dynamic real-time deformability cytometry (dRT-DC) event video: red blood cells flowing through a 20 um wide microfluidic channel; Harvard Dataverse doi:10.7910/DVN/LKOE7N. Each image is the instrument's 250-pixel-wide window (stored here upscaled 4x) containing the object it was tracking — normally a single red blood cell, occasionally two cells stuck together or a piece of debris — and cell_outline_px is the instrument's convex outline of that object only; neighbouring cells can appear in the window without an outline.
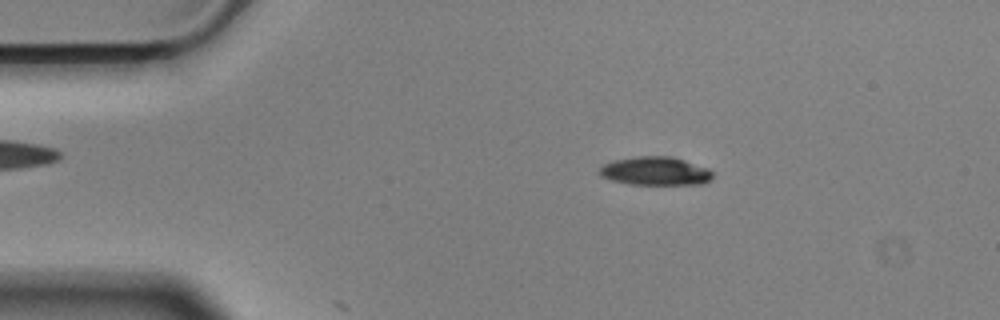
{"species": "Egyptian fruit bat (a non-hibernating species)", "species_latin": "Rousettus aegyptiacus", "temperature_condition": "cold", "stored_images_in_passage": 4, "camera_frame_rate_fps": 3000, "um_per_image_px": 0.085, "animal": {"sex": "male"}, "frame": {"image": 1, "passage_image": 2, "time_ms": 0.333, "image_size_px": [1000, 320], "cell_outline_px": [[712, 180], [704, 184], [628, 184], [612, 180], [600, 176], [600, 168], [604, 164], [616, 160], [636, 156], [672, 156], [708, 168], [712, 172]], "centroid_in_image_um": [55.73, 14.54], "position_along_channel_um": 29.3, "area_um2": 18.73}}